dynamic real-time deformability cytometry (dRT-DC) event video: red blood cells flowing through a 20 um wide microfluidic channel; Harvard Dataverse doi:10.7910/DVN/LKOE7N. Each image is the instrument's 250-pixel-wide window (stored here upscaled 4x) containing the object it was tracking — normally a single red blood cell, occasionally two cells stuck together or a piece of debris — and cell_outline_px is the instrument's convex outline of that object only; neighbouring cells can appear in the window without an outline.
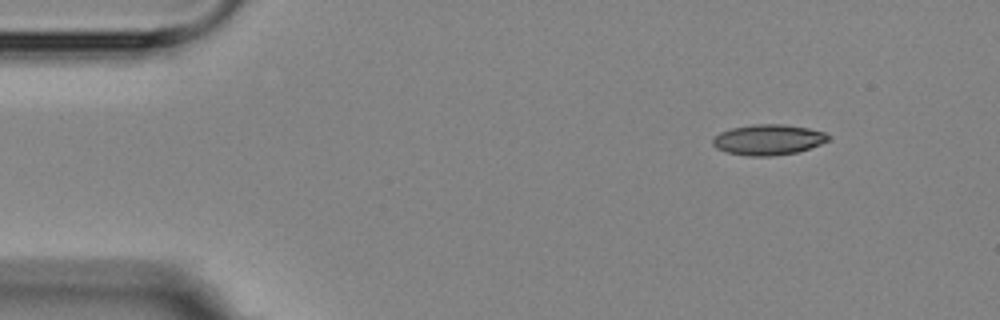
{"species": "Egyptian fruit bat (a non-hibernating species)", "species_latin": "Rousettus aegyptiacus", "temperature_condition": "room temperature", "stored_images_in_passage": 3, "segment_of_instrument_passage": [2, 2], "camera_frame_rate_fps": 3000, "um_per_image_px": 0.085, "animal": {"sex": "female"}, "frame": {"image": 1, "passage_image": 3, "time_ms": 2.667, "image_size_px": [1000, 320], "cell_outline_px": [[832, 136], [828, 140], [820, 144], [796, 152], [772, 156], [748, 156], [724, 152], [716, 148], [712, 144], [712, 140], [720, 132], [732, 128], [756, 124], [784, 124], [808, 128], [824, 132]], "centroid_in_image_um": [65.29, 11.88], "position_along_channel_um": 19.7, "area_um2": 20.52}}